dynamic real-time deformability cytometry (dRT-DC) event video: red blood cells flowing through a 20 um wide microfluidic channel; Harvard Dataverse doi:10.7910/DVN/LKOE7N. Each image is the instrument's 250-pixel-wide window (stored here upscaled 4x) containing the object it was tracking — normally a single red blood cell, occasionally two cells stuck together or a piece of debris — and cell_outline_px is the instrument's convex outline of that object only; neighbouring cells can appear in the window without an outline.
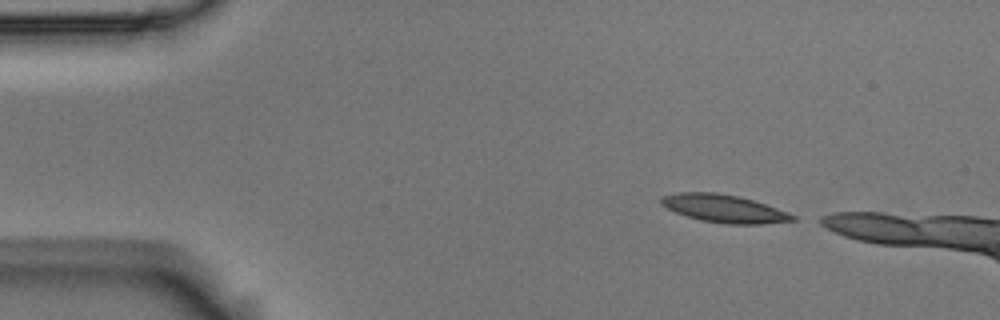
{"species": "Egyptian fruit bat (a non-hibernating species)", "species_latin": "Rousettus aegyptiacus", "temperature_condition": "room temperature", "stored_images_in_passage": 3, "camera_frame_rate_fps": 3000, "um_per_image_px": 0.085, "animal": {"sex": "male"}, "frame": {"image": 1, "passage_image": 1, "time_ms": 0.0, "image_size_px": [1000, 320], "cell_outline_px": [[796, 220], [760, 224], [724, 224], [700, 220], [676, 212], [660, 204], [660, 200], [664, 196], [680, 192], [716, 192], [740, 196], [788, 212], [796, 216]], "centroid_in_image_um": [61.55, 17.73], "position_along_channel_um": 23.4, "area_um2": 21.15}}